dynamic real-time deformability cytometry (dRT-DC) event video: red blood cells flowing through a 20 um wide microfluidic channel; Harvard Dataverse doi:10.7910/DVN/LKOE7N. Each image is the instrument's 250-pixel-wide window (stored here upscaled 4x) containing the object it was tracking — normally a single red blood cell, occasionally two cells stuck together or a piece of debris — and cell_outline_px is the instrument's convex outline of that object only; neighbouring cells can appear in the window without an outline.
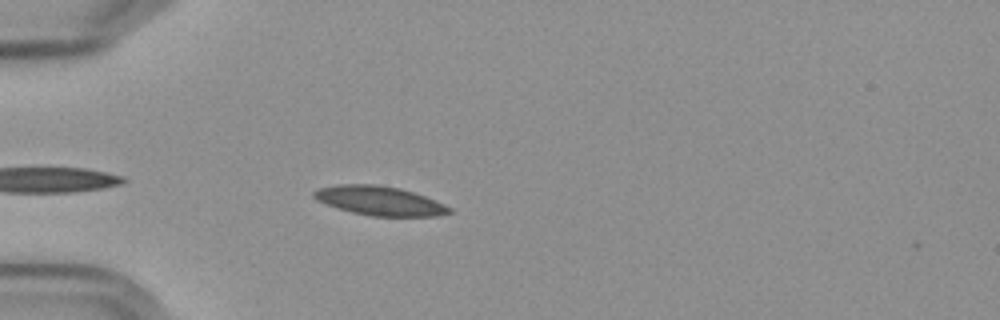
{"species": "Egyptian fruit bat (a non-hibernating species)", "species_latin": "Rousettus aegyptiacus", "temperature_condition": "cold", "stored_images_in_passage": 41, "camera_frame_rate_fps": 3000, "um_per_image_px": 0.085, "frame": {"image": 1, "passage_image": 4, "time_ms": 1.0, "image_size_px": [1000, 320], "cell_outline_px": [[456, 212], [436, 216], [372, 216], [352, 212], [316, 200], [312, 196], [312, 192], [320, 188], [336, 184], [376, 184], [400, 188], [436, 200], [452, 208]], "centroid_in_image_um": [32.3, 17.06], "position_along_channel_um": 52.7, "area_um2": 23.0}}
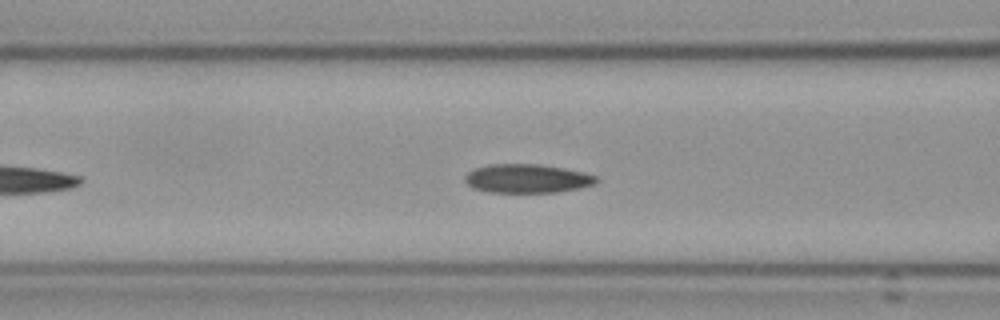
{"frame": {"image": 2, "passage_image": 11, "time_ms": 3.333, "image_size_px": [1000, 320], "cell_outline_px": [[600, 180], [596, 184], [580, 188], [556, 192], [488, 192], [472, 188], [464, 180], [464, 176], [468, 172], [476, 168], [488, 164], [540, 164], [564, 168], [584, 172], [596, 176]], "centroid_in_image_um": [44.82, 15.17], "position_along_channel_um": 121.8, "area_um2": 22.2}}
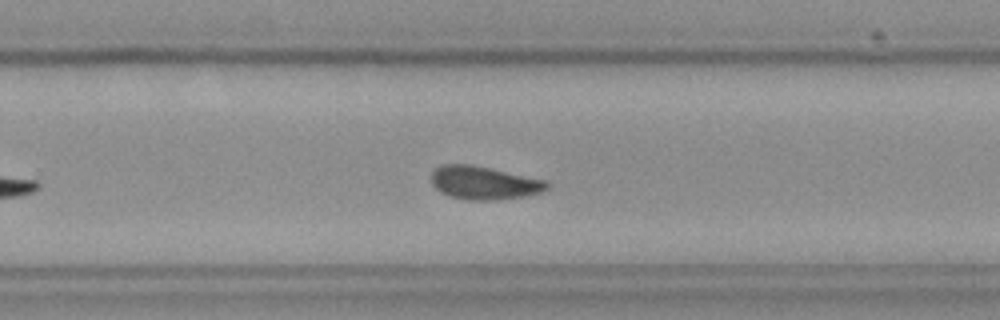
{"frame": {"image": 3, "passage_image": 25, "time_ms": 8.0, "image_size_px": [1000, 320], "cell_outline_px": [[552, 188], [544, 192], [528, 196], [496, 200], [468, 200], [448, 196], [440, 192], [432, 184], [432, 172], [436, 168], [444, 164], [468, 164], [548, 180]], "centroid_in_image_um": [41.21, 15.56], "position_along_channel_um": 288.6, "area_um2": 22.66}, "authors_computed_cell_mechanics": {"area_um2": 22.253, "velocity_mm_per_s": 3.5788, "shape_relaxation_time_tau1_ms": null, "shape_relaxation_time_tau2_ms": 3.8637, "deformation_change_tau1": null, "deformation_change_tau2": 0.087}}